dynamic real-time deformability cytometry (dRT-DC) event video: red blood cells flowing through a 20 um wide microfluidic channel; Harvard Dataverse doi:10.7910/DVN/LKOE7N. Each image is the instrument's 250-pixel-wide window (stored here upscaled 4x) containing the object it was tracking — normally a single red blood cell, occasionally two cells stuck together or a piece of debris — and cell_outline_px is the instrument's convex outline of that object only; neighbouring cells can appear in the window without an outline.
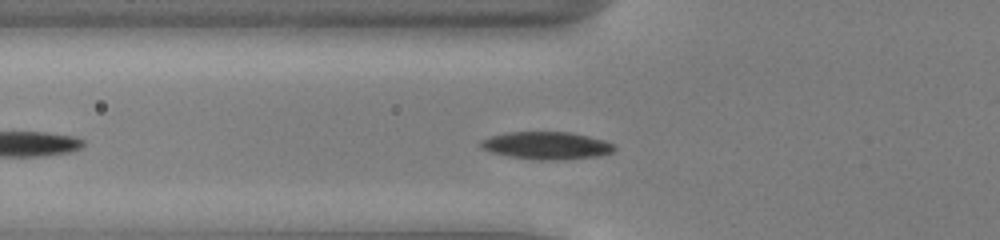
{"species": "common noctule bat (a hibernating species)", "species_latin": "Nyctalus noctula", "temperature_condition": "cold", "stored_images_in_passage": 39, "camera_frame_rate_fps": 3000, "um_per_image_px": 0.085, "animal": {"sex": "male", "body_mass_g": 13.0, "forearm_length_mm": 53.1}, "frame": {"image": 1, "passage_image": 8, "time_ms": 2.333, "image_size_px": [1000, 240], "cell_outline_px": [[616, 148], [612, 152], [600, 156], [556, 160], [536, 160], [508, 156], [492, 152], [480, 148], [480, 140], [492, 136], [508, 132], [572, 132], [604, 140], [616, 144]], "centroid_in_image_um": [46.48, 12.37], "position_along_channel_um": 79.3, "area_um2": 21.56}}
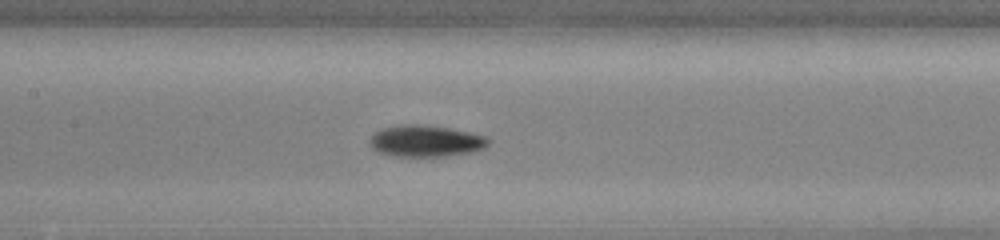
{"frame": {"image": 2, "passage_image": 15, "time_ms": 4.667, "image_size_px": [1000, 240], "cell_outline_px": [[492, 140], [484, 148], [472, 152], [444, 156], [396, 156], [380, 152], [372, 148], [368, 140], [380, 128], [400, 124], [424, 124], [448, 128], [468, 132], [484, 136]], "centroid_in_image_um": [36.17, 11.97], "position_along_channel_um": 171.2, "area_um2": 21.79}}
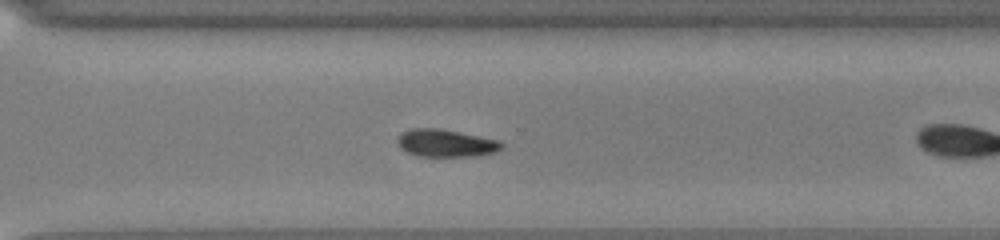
{"frame": {"image": 3, "passage_image": 24, "time_ms": 7.667, "image_size_px": [1000, 240], "cell_outline_px": [[504, 148], [496, 152], [468, 156], [420, 156], [408, 152], [400, 148], [396, 144], [396, 140], [404, 132], [412, 128], [436, 128], [460, 132], [500, 140], [504, 144]], "centroid_in_image_um": [37.92, 12.16], "position_along_channel_um": 332.7, "area_um2": 16.65}, "authors_computed_cell_mechanics": {"area_um2": 17.5712, "velocity_mm_per_s": 3.9348, "shape_relaxation_time_tau1_ms": 2.254, "shape_relaxation_time_tau2_ms": null, "deformation_change_tau1": 0.0869, "deformation_change_tau2": null}}